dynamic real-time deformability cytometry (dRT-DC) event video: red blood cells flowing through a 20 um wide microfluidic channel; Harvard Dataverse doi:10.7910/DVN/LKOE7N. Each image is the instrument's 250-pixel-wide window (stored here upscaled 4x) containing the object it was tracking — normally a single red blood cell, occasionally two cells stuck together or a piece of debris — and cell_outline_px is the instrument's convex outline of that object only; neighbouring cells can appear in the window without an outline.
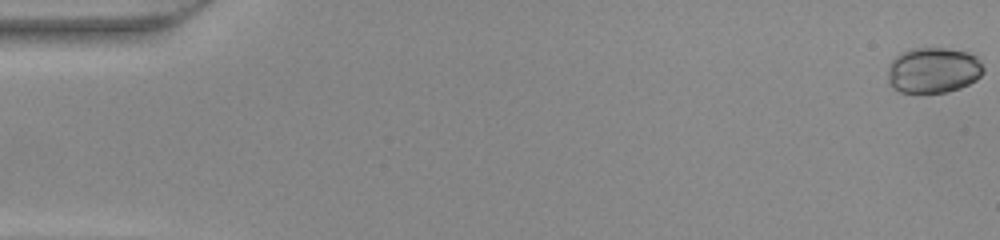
{"species": "common noctule bat (a hibernating species)", "species_latin": "Nyctalus noctula", "temperature_condition": "warm", "stored_images_in_passage": 49, "camera_frame_rate_fps": 3000, "um_per_image_px": 0.085, "animal": {"sex": "female", "body_mass_g": 22.0, "forearm_length_mm": 56.7}, "frame": {"image": 1, "passage_image": 1, "time_ms": 0.0, "image_size_px": [1000, 240], "cell_outline_px": [[984, 72], [976, 80], [960, 88], [944, 92], [900, 92], [892, 88], [888, 84], [888, 64], [900, 52], [912, 48], [948, 48], [968, 52], [976, 56], [980, 60], [984, 68]], "centroid_in_image_um": [79.32, 5.96], "position_along_channel_um": 5.7, "area_um2": 25.72}}
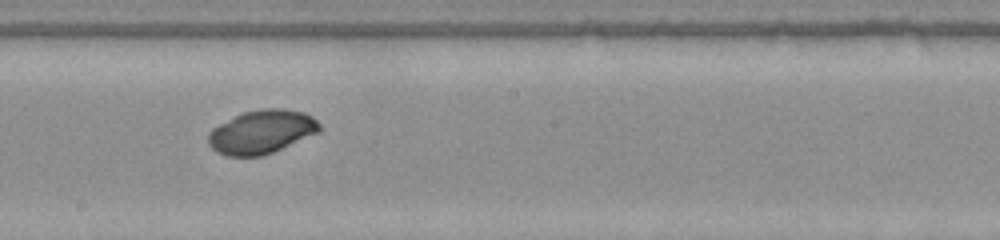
{"frame": {"image": 2, "passage_image": 28, "time_ms": 9.0, "image_size_px": [1000, 240], "cell_outline_px": [[320, 132], [272, 152], [260, 156], [228, 156], [216, 152], [208, 144], [208, 132], [212, 128], [244, 112], [264, 108], [284, 108], [304, 112], [312, 116], [320, 124]], "centroid_in_image_um": [22.24, 11.2], "position_along_channel_um": 226.0, "area_um2": 28.15}}
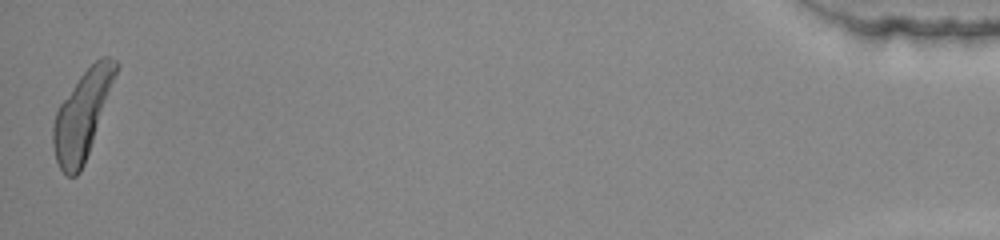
{"frame": {"image": 3, "passage_image": 49, "time_ms": 16.0, "image_size_px": [1000, 240], "cell_outline_px": [[116, 72], [84, 164], [80, 172], [76, 176], [68, 176], [60, 168], [56, 160], [52, 140], [52, 124], [56, 112], [60, 104], [80, 76], [100, 56], [108, 56], [116, 60]], "centroid_in_image_um": [6.94, 9.79], "position_along_channel_um": 428.3, "area_um2": 30.69}}